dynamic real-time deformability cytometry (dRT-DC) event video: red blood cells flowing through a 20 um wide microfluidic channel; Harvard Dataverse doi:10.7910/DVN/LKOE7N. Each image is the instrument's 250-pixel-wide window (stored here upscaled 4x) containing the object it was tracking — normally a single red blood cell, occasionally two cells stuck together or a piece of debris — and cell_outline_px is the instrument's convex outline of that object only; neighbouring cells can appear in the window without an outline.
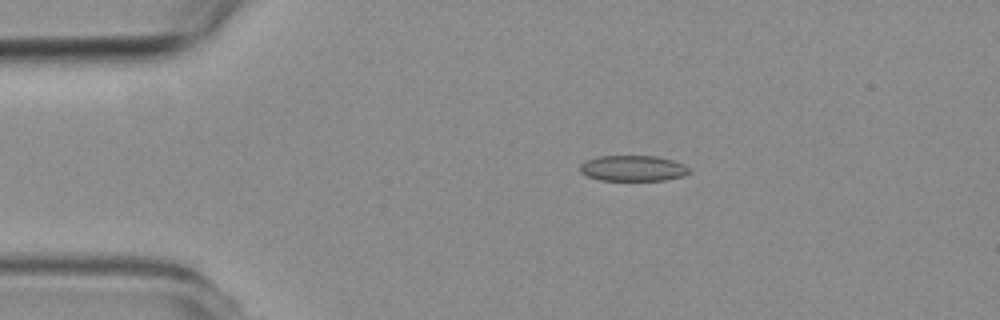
{"species": "common noctule bat (a hibernating species)", "species_latin": "Nyctalus noctula", "temperature_condition": "room temperature", "stored_images_in_passage": 2, "camera_frame_rate_fps": 3000, "um_per_image_px": 0.085, "animal": {"sex": "female", "body_mass_g": 19.3, "forearm_length_mm": 54.1}, "frame": {"image": 1, "passage_image": 1, "time_ms": 0.0, "image_size_px": [1000, 320], "cell_outline_px": [[692, 172], [684, 176], [664, 180], [600, 180], [588, 176], [580, 172], [580, 164], [584, 160], [596, 156], [656, 156], [672, 160], [684, 164]], "centroid_in_image_um": [53.79, 14.3], "position_along_channel_um": 31.2, "area_um2": 16.47}}